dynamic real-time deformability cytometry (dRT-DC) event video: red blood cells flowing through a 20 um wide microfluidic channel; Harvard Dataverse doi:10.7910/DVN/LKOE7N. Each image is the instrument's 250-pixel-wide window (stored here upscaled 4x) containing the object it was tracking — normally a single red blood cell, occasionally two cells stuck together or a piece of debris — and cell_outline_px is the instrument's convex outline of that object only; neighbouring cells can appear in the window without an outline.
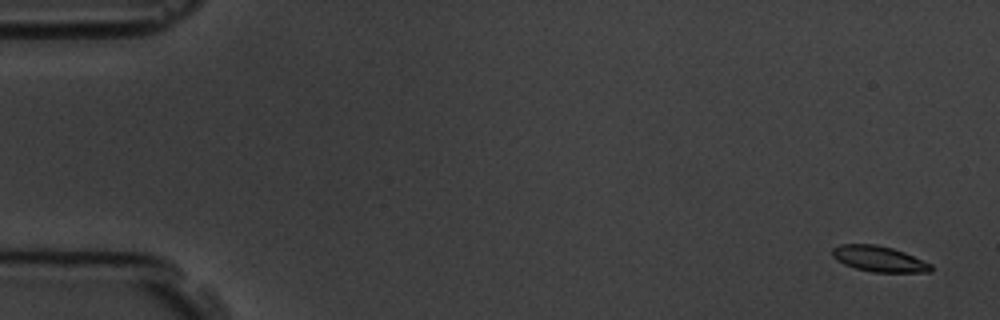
{"species": "common noctule bat (a hibernating species)", "species_latin": "Nyctalus noctula", "temperature_condition": "room temperature", "stored_images_in_passage": 5, "camera_frame_rate_fps": 3000, "um_per_image_px": 0.085, "animal": {"sex": "male", "body_mass_g": 19.5, "forearm_length_mm": 54.6}, "frame": {"image": 1, "passage_image": 1, "time_ms": 0.0, "image_size_px": [1000, 320], "cell_outline_px": [[932, 272], [872, 272], [856, 268], [844, 264], [836, 260], [832, 256], [832, 248], [840, 244], [876, 244], [892, 248], [904, 252], [932, 264]], "centroid_in_image_um": [74.7, 22.0], "position_along_channel_um": 10.3, "area_um2": 14.8}}
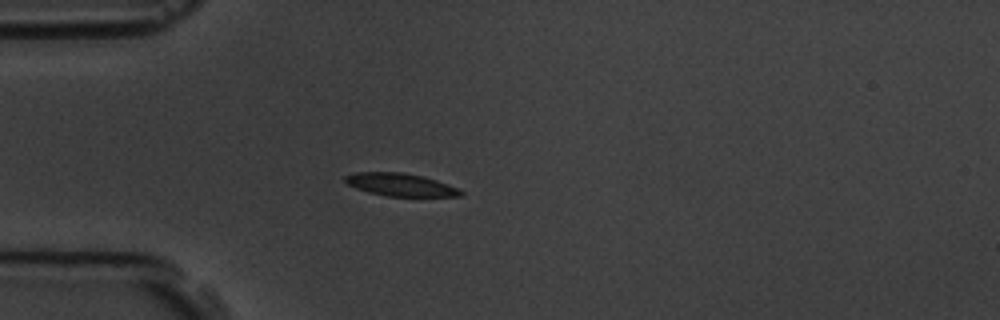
{"frame": {"image": 2, "passage_image": 5, "time_ms": 4.667, "image_size_px": [1000, 320], "cell_outline_px": [[464, 192], [460, 196], [388, 196], [368, 192], [356, 188], [348, 184], [344, 180], [344, 176], [356, 172], [400, 172], [424, 176], [436, 180], [456, 188]], "centroid_in_image_um": [34.0, 15.69], "position_along_channel_um": 51.0, "area_um2": 15.14}}